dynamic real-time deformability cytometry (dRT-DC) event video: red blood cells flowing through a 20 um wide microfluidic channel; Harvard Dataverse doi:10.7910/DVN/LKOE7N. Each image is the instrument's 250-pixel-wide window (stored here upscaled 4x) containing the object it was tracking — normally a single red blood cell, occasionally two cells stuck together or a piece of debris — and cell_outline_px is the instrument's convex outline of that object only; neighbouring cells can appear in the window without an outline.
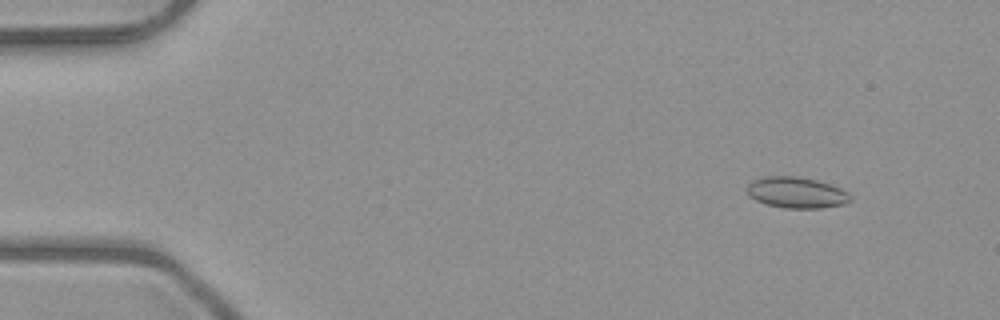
{"species": "common noctule bat (a hibernating species)", "species_latin": "Nyctalus noctula", "temperature_condition": "room temperature", "stored_images_in_passage": 50, "camera_frame_rate_fps": 3000, "um_per_image_px": 0.085, "animal": {"sex": "male", "body_mass_g": 23.1, "forearm_length_mm": 52.7}, "frame": {"image": 1, "passage_image": 4, "time_ms": 1.0, "image_size_px": [1000, 320], "cell_outline_px": [[852, 200], [844, 204], [820, 208], [784, 208], [764, 204], [756, 200], [748, 192], [748, 184], [752, 180], [764, 176], [796, 176], [816, 180], [840, 188], [848, 192], [852, 196]], "centroid_in_image_um": [67.71, 16.37], "position_along_channel_um": 17.3, "area_um2": 18.67}}
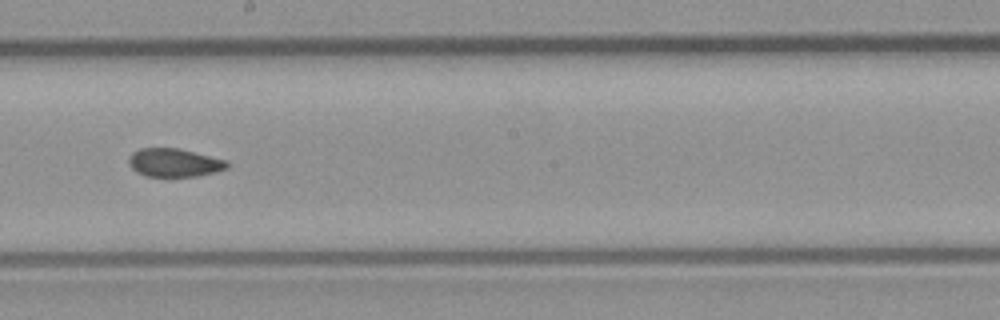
{"frame": {"image": 2, "passage_image": 28, "time_ms": 9.0, "image_size_px": [1000, 320], "cell_outline_px": [[228, 168], [196, 176], [144, 176], [136, 172], [128, 164], [128, 156], [132, 152], [140, 148], [180, 148], [228, 160]], "centroid_in_image_um": [14.78, 13.81], "position_along_channel_um": 233.4, "area_um2": 16.36}}
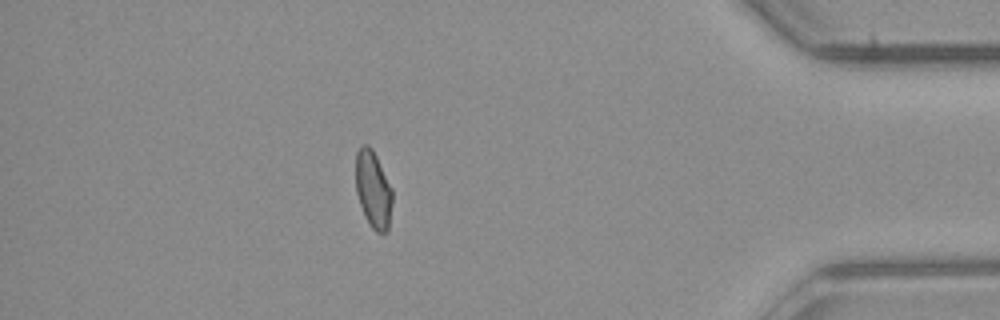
{"frame": {"image": 3, "passage_image": 44, "time_ms": 14.333, "image_size_px": [1000, 320], "cell_outline_px": [[392, 204], [388, 232], [376, 232], [372, 228], [364, 216], [356, 192], [356, 152], [360, 144], [368, 144], [372, 148], [392, 188]], "centroid_in_image_um": [31.72, 16.1], "position_along_channel_um": 403.5, "area_um2": 16.59}, "authors_computed_cell_mechanics": {"area_um2": 17.2244, "velocity_mm_per_s": 4.0241, "shape_relaxation_time_tau1_ms": null, "shape_relaxation_time_tau2_ms": 2.0019, "deformation_change_tau1": null, "deformation_change_tau2": 0.047}}